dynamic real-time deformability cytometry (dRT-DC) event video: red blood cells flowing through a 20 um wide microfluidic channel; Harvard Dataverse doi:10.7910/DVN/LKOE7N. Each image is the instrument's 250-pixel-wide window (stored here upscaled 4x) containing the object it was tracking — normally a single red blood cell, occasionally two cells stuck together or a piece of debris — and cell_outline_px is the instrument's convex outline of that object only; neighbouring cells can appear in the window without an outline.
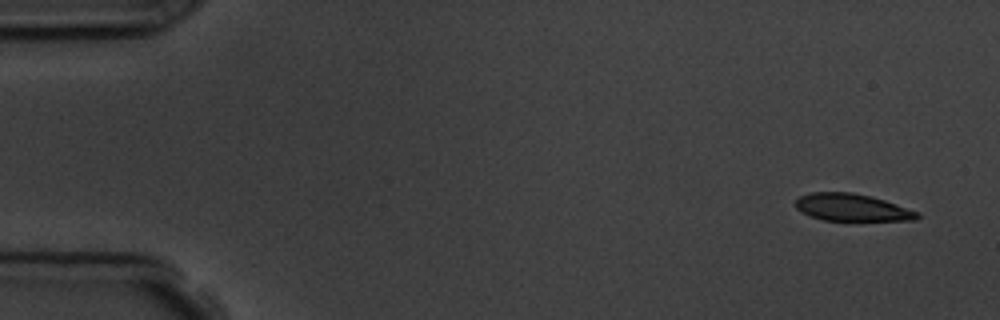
{"species": "common noctule bat (a hibernating species)", "species_latin": "Nyctalus noctula", "temperature_condition": "room temperature", "stored_images_in_passage": 5, "camera_frame_rate_fps": 3000, "um_per_image_px": 0.085, "animal": {"sex": "male", "body_mass_g": 19.5, "forearm_length_mm": 54.6}, "frame": {"image": 1, "passage_image": 1, "time_ms": 0.0, "image_size_px": [1000, 320], "cell_outline_px": [[920, 216], [916, 220], [824, 220], [808, 216], [796, 208], [796, 200], [800, 196], [812, 192], [852, 192], [872, 196], [896, 204], [916, 212]], "centroid_in_image_um": [72.37, 17.63], "position_along_channel_um": 12.6, "area_um2": 19.13}}
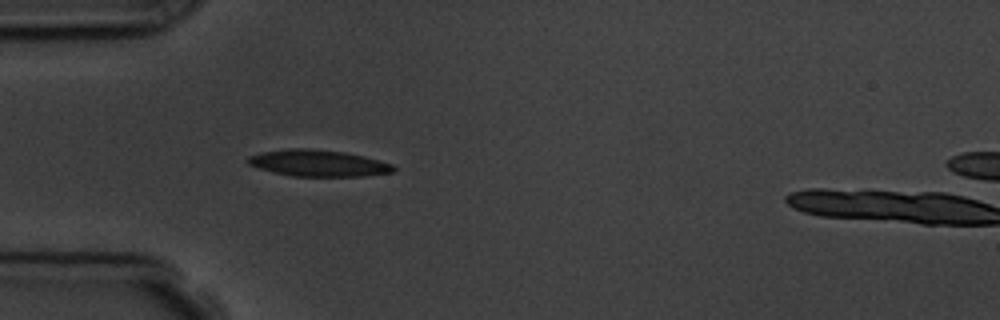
{"frame": {"image": 2, "passage_image": 4, "time_ms": 4.333, "image_size_px": [1000, 320], "cell_outline_px": [[396, 168], [392, 172], [364, 176], [292, 176], [260, 168], [248, 164], [244, 160], [248, 156], [260, 152], [288, 148], [308, 148], [344, 152], [364, 156], [392, 164]], "centroid_in_image_um": [27.02, 13.86], "position_along_channel_um": 58.0, "area_um2": 22.43}}